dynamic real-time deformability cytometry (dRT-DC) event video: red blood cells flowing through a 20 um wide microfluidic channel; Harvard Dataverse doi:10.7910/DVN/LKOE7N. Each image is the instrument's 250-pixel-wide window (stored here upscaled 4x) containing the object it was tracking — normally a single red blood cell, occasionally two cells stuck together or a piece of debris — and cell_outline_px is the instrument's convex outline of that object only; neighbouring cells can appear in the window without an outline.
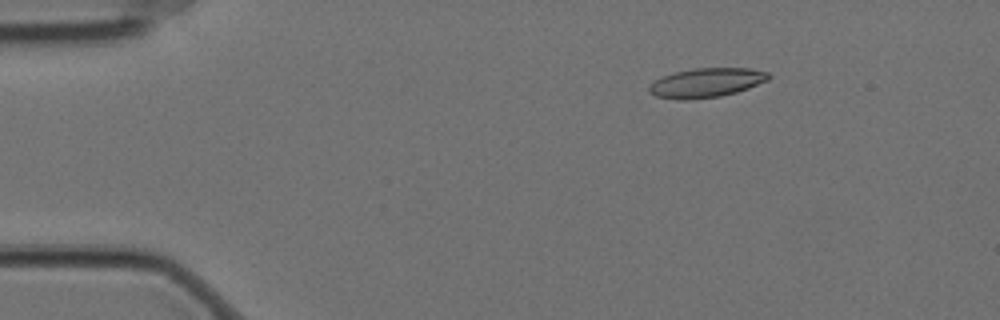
{"species": "Egyptian fruit bat (a non-hibernating species)", "species_latin": "Rousettus aegyptiacus", "temperature_condition": "cold", "stored_images_in_passage": 4, "camera_frame_rate_fps": 3000, "um_per_image_px": 0.085, "animal": {"sex": "female"}, "frame": {"image": 1, "passage_image": 2, "time_ms": 0.333, "image_size_px": [1000, 320], "cell_outline_px": [[772, 76], [768, 80], [748, 88], [736, 92], [720, 96], [684, 100], [680, 100], [656, 96], [648, 92], [648, 84], [664, 76], [676, 72], [696, 68], [748, 68], [768, 72]], "centroid_in_image_um": [60.04, 7.03], "position_along_channel_um": 25.0, "area_um2": 20.29}}